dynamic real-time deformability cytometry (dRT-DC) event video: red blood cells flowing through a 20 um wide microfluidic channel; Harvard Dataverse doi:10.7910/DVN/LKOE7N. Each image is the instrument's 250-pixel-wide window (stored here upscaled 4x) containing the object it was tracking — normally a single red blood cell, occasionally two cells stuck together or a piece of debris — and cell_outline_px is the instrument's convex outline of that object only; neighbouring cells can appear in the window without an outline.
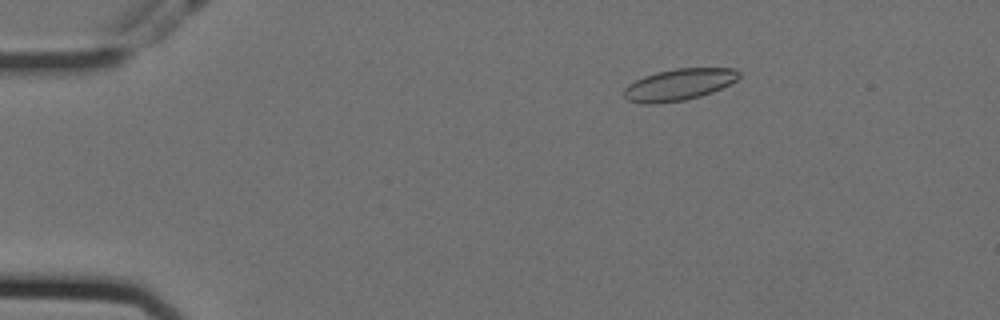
{"species": "Egyptian fruit bat (a non-hibernating species)", "species_latin": "Rousettus aegyptiacus", "temperature_condition": "cold", "stored_images_in_passage": 56, "camera_frame_rate_fps": 3000, "um_per_image_px": 0.085, "animal": {"sex": "female"}, "frame": {"image": 1, "passage_image": 8, "time_ms": 2.333, "image_size_px": [1000, 320], "cell_outline_px": [[740, 76], [736, 80], [712, 92], [700, 96], [684, 100], [656, 104], [644, 104], [628, 100], [624, 96], [624, 88], [628, 84], [644, 76], [656, 72], [676, 68], [736, 68], [740, 72]], "centroid_in_image_um": [57.69, 7.19], "position_along_channel_um": 27.3, "area_um2": 21.15}}
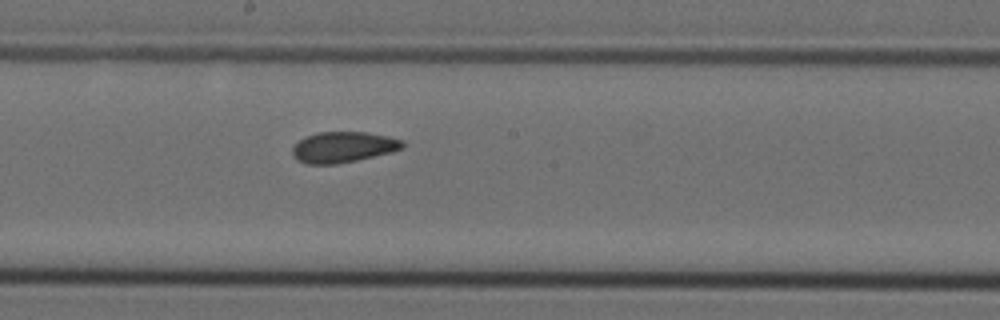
{"frame": {"image": 2, "passage_image": 30, "time_ms": 9.667, "image_size_px": [1000, 320], "cell_outline_px": [[404, 148], [392, 152], [356, 160], [336, 164], [308, 164], [296, 160], [292, 156], [292, 148], [300, 140], [308, 136], [320, 132], [364, 132], [388, 136], [404, 140]], "centroid_in_image_um": [29.19, 12.51], "position_along_channel_um": 219.0, "area_um2": 19.71}}
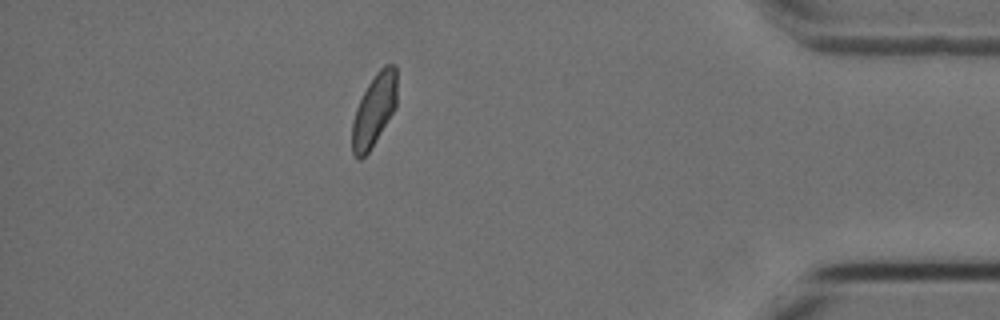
{"frame": {"image": 3, "passage_image": 49, "time_ms": 16.0, "image_size_px": [1000, 320], "cell_outline_px": [[396, 108], [368, 152], [360, 160], [356, 160], [352, 152], [352, 120], [356, 108], [368, 84], [376, 72], [384, 64], [396, 64]], "centroid_in_image_um": [31.79, 9.35], "position_along_channel_um": 403.4, "area_um2": 18.84}, "authors_computed_cell_mechanics": {"area_um2": 20.1722, "velocity_mm_per_s": 3.55, "shape_relaxation_time_tau1_ms": null, "shape_relaxation_time_tau2_ms": 2.6438, "deformation_change_tau1": null, "deformation_change_tau2": 0.0689}}